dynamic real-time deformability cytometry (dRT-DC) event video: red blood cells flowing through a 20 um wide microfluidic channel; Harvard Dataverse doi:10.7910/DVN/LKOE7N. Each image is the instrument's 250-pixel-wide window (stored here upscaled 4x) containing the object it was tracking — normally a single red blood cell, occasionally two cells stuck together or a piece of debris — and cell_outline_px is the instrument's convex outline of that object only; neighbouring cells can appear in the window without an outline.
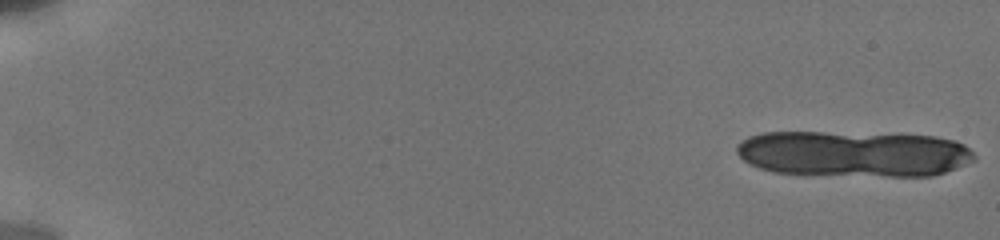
{"species": "human", "species_latin": "Homo sapiens", "temperature_condition": "cold", "stored_images_in_passage": 11, "camera_frame_rate_fps": 3000, "um_per_image_px": 0.085, "donor": {"sex": "male"}, "frame": {"image": 1, "passage_image": 1, "time_ms": 0.0, "image_size_px": [1000, 240], "cell_outline_px": [[976, 160], [956, 168], [932, 176], [888, 176], [776, 172], [760, 168], [744, 160], [736, 152], [736, 144], [740, 140], [748, 136], [764, 132], [824, 132], [936, 136], [956, 140], [964, 144], [976, 156]], "centroid_in_image_um": [72.58, 13.05], "position_along_channel_um": 12.4, "area_um2": 63.52}}